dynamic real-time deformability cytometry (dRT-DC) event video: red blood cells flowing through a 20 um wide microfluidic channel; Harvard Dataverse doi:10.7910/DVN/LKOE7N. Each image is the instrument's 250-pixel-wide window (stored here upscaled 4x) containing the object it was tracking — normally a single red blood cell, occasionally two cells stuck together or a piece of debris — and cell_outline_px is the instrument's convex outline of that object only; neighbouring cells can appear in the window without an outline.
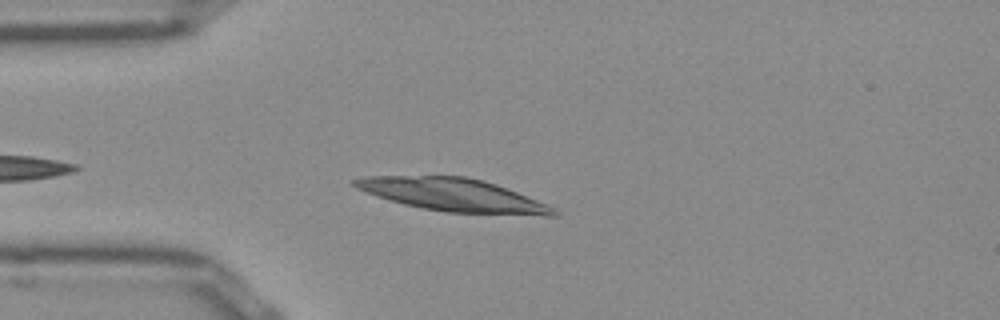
{"species": "Egyptian fruit bat (a non-hibernating species)", "species_latin": "Rousettus aegyptiacus", "temperature_condition": "room temperature", "stored_images_in_passage": 39, "camera_frame_rate_fps": 3000, "um_per_image_px": 0.085, "frame": {"image": 1, "passage_image": 4, "time_ms": 1.0, "image_size_px": [1000, 320], "cell_outline_px": [[560, 216], [544, 216], [448, 212], [424, 208], [404, 204], [356, 188], [352, 184], [352, 180], [364, 176], [464, 176], [484, 180], [496, 184], [548, 204], [556, 208], [560, 212]], "centroid_in_image_um": [38.62, 16.58], "position_along_channel_um": 46.4, "area_um2": 37.97}}